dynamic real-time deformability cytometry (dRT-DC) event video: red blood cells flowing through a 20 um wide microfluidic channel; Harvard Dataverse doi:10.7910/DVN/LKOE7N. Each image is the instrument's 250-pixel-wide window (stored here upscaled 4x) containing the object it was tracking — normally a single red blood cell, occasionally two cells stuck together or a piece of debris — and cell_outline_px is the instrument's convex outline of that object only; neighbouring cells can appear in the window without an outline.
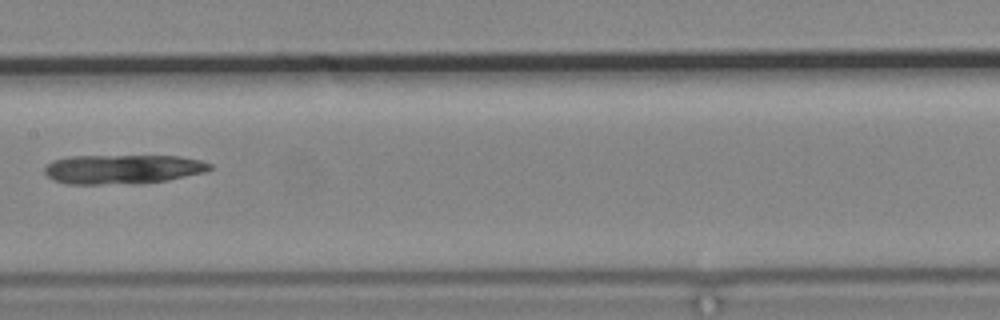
{"species": "common noctule bat (a hibernating species)", "species_latin": "Nyctalus noctula", "temperature_condition": "cold", "stored_images_in_passage": 8, "camera_frame_rate_fps": 3000, "um_per_image_px": 0.085, "animal": {"sex": "male", "body_mass_g": 19.2, "forearm_length_mm": 51.8}, "frame": {"image": 1, "passage_image": 7, "time_ms": 8.333, "image_size_px": [1000, 320], "cell_outline_px": [[212, 168], [204, 172], [168, 180], [140, 184], [64, 184], [52, 180], [44, 172], [44, 168], [52, 160], [68, 156], [180, 156], [200, 160], [212, 164]], "centroid_in_image_um": [10.4, 14.39], "position_along_channel_um": 197.0, "area_um2": 28.55}}
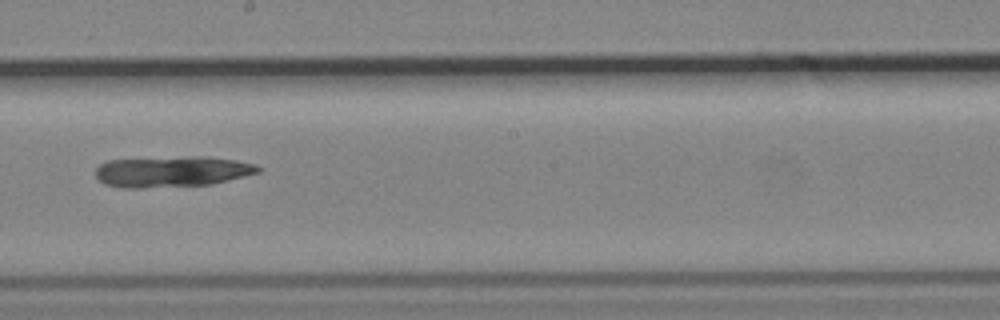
{"frame": {"image": 2, "passage_image": 8, "time_ms": 9.333, "image_size_px": [1000, 320], "cell_outline_px": [[260, 172], [212, 184], [140, 188], [120, 188], [104, 184], [96, 176], [96, 168], [100, 164], [108, 160], [188, 156], [208, 156], [236, 160], [256, 164], [260, 168]], "centroid_in_image_um": [14.61, 14.58], "position_along_channel_um": 233.6, "area_um2": 29.36}}